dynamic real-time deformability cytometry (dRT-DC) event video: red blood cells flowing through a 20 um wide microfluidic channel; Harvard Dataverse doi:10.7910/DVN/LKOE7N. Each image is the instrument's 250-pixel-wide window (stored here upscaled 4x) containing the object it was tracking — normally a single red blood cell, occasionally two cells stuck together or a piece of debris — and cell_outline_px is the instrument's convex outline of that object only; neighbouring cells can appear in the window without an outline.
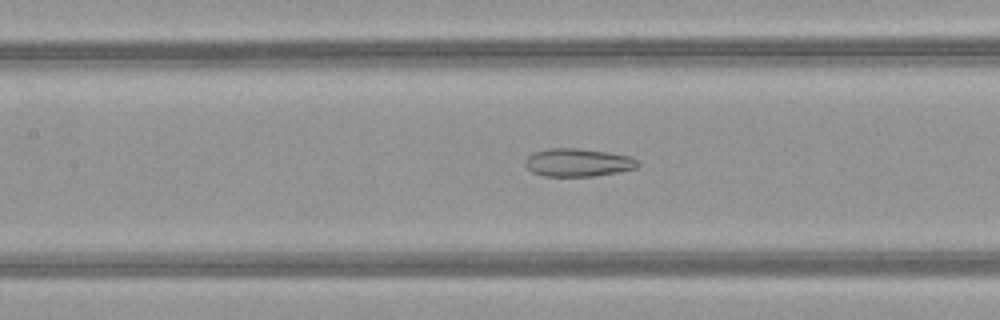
{"species": "common noctule bat (a hibernating species)", "species_latin": "Nyctalus noctula", "temperature_condition": "warm", "stored_images_in_passage": 51, "camera_frame_rate_fps": 3000, "um_per_image_px": 0.085, "animal": {"sex": "female", "body_mass_g": 21.9}, "frame": {"image": 1, "passage_image": 24, "time_ms": 7.667, "image_size_px": [1000, 320], "cell_outline_px": [[640, 164], [636, 168], [620, 172], [592, 176], [544, 176], [532, 172], [524, 164], [524, 160], [532, 152], [552, 148], [576, 148], [608, 152], [632, 156]], "centroid_in_image_um": [49.13, 13.81], "position_along_channel_um": 158.3, "area_um2": 18.5}}
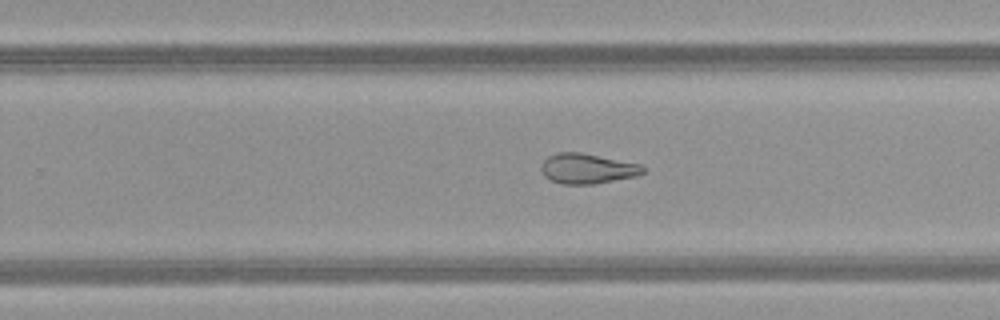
{"frame": {"image": 2, "passage_image": 33, "time_ms": 10.667, "image_size_px": [1000, 320], "cell_outline_px": [[644, 172], [636, 176], [596, 184], [560, 184], [544, 176], [540, 168], [540, 164], [548, 156], [556, 152], [580, 152], [640, 164], [644, 168]], "centroid_in_image_um": [49.88, 14.33], "position_along_channel_um": 279.9, "area_um2": 17.92}}
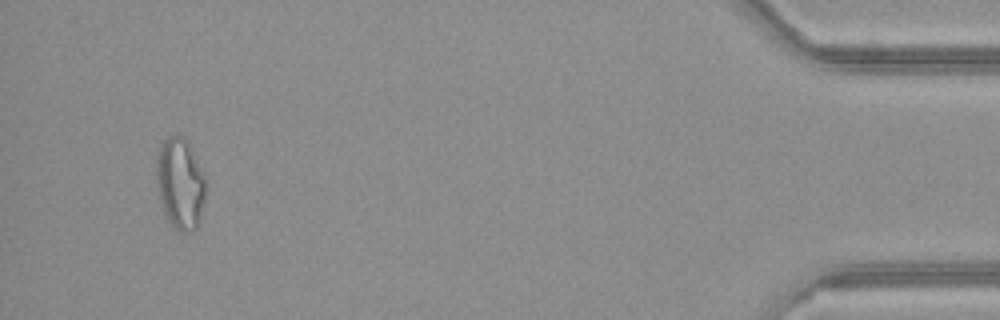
{"frame": {"image": 3, "passage_image": 49, "time_ms": 16.0, "image_size_px": [1000, 320], "cell_outline_px": [[208, 188], [200, 224], [192, 232], [180, 232], [164, 216], [156, 184], [156, 156], [164, 140], [168, 136], [176, 132], [188, 144], [208, 180]], "centroid_in_image_um": [15.35, 15.64], "position_along_channel_um": 419.9, "area_um2": 26.99}, "authors_computed_cell_mechanics": {"area_um2": 23.0044, "velocity_mm_per_s": 4.0735, "shape_relaxation_time_tau1_ms": null, "shape_relaxation_time_tau2_ms": 3.1552, "deformation_change_tau1": null, "deformation_change_tau2": 0.1172}}